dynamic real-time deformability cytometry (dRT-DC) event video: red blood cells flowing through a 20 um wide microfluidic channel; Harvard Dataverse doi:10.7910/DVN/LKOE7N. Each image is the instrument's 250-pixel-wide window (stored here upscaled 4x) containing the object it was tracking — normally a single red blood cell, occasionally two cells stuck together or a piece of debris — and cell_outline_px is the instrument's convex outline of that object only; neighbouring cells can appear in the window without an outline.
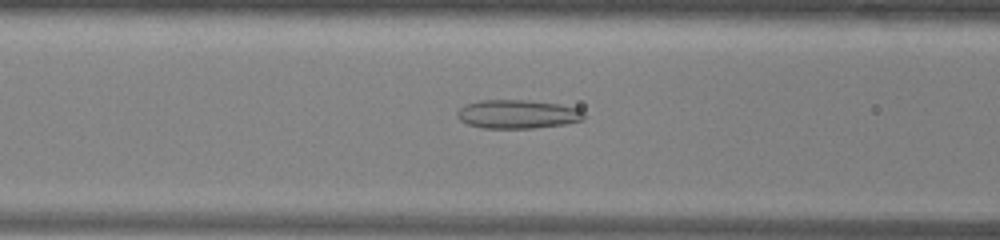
{"species": "common noctule bat (a hibernating species)", "species_latin": "Nyctalus noctula", "temperature_condition": "warm", "stored_images_in_passage": 44, "camera_frame_rate_fps": 3000, "um_per_image_px": 0.085, "animal": {"sex": "male", "body_mass_g": 13.0, "forearm_length_mm": 53.1}, "frame": {"image": 1, "passage_image": 14, "time_ms": 4.333, "image_size_px": [1000, 240], "cell_outline_px": [[584, 120], [564, 124], [532, 128], [480, 128], [468, 124], [460, 120], [456, 116], [456, 112], [464, 104], [480, 100], [528, 100], [560, 104], [580, 108], [584, 112]], "centroid_in_image_um": [43.99, 9.7], "position_along_channel_um": 122.6, "area_um2": 21.44}}
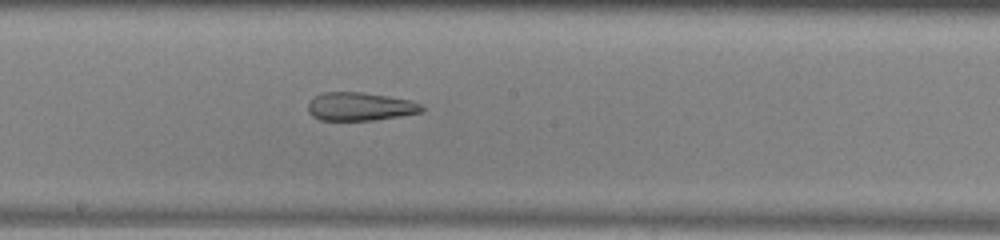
{"frame": {"image": 2, "passage_image": 21, "time_ms": 6.667, "image_size_px": [1000, 240], "cell_outline_px": [[424, 112], [376, 120], [320, 120], [312, 116], [308, 112], [308, 104], [312, 96], [324, 92], [360, 92], [388, 96], [412, 100], [420, 104], [424, 108]], "centroid_in_image_um": [30.6, 9.05], "position_along_channel_um": 217.6, "area_um2": 18.96}}
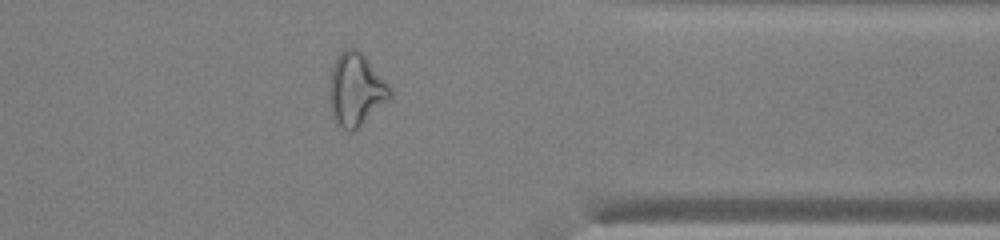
{"frame": {"image": 3, "passage_image": 34, "time_ms": 11.0, "image_size_px": [1000, 240], "cell_outline_px": [[392, 96], [388, 100], [352, 132], [348, 132], [336, 124], [332, 116], [328, 100], [328, 96], [332, 64], [336, 56], [344, 48], [356, 48], [364, 56], [392, 88]], "centroid_in_image_um": [30.2, 7.61], "position_along_channel_um": 381.2, "area_um2": 25.72}, "authors_computed_cell_mechanics": {"area_um2": 24.9696, "velocity_mm_per_s": 4.0795, "shape_relaxation_time_tau1_ms": null, "shape_relaxation_time_tau2_ms": 2.4653, "deformation_change_tau1": null, "deformation_change_tau2": 0.1293}}